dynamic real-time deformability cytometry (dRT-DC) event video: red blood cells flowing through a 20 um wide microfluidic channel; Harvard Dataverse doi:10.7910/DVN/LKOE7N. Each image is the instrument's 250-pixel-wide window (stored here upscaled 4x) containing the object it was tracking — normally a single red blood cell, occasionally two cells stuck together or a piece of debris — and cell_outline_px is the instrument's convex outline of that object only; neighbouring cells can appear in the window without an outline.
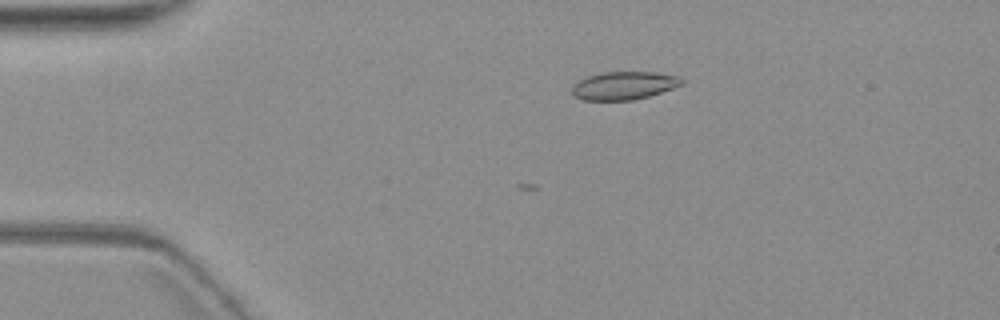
{"species": "common noctule bat (a hibernating species)", "species_latin": "Nyctalus noctula", "temperature_condition": "warm", "stored_images_in_passage": 7, "camera_frame_rate_fps": 3000, "um_per_image_px": 0.085, "animal": {"sex": "female", "body_mass_g": 19.3, "forearm_length_mm": 54.1}, "frame": {"image": 1, "passage_image": 3, "time_ms": 2.667, "image_size_px": [1000, 320], "cell_outline_px": [[684, 84], [648, 96], [632, 100], [584, 100], [572, 96], [572, 84], [588, 76], [604, 72], [656, 72], [680, 76], [684, 80]], "centroid_in_image_um": [53.03, 7.27], "position_along_channel_um": 32.0, "area_um2": 17.98}}
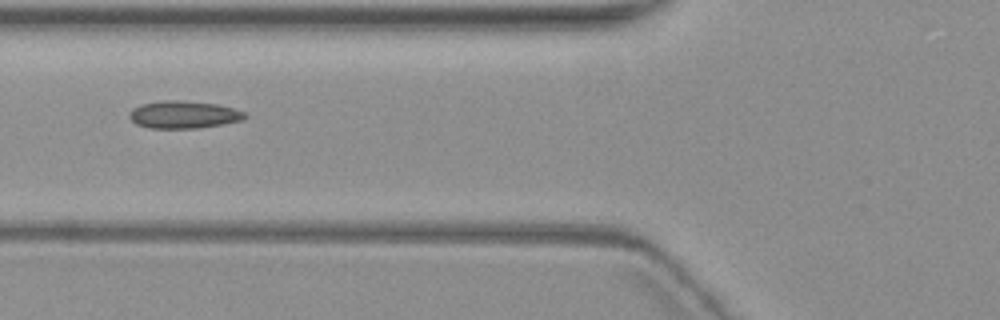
{"frame": {"image": 2, "passage_image": 6, "time_ms": 6.333, "image_size_px": [1000, 320], "cell_outline_px": [[248, 116], [240, 120], [220, 124], [196, 128], [148, 128], [136, 124], [128, 116], [132, 108], [140, 104], [164, 100], [176, 100], [216, 104], [232, 108], [244, 112]], "centroid_in_image_um": [15.55, 9.74], "position_along_channel_um": 110.3, "area_um2": 18.26}}
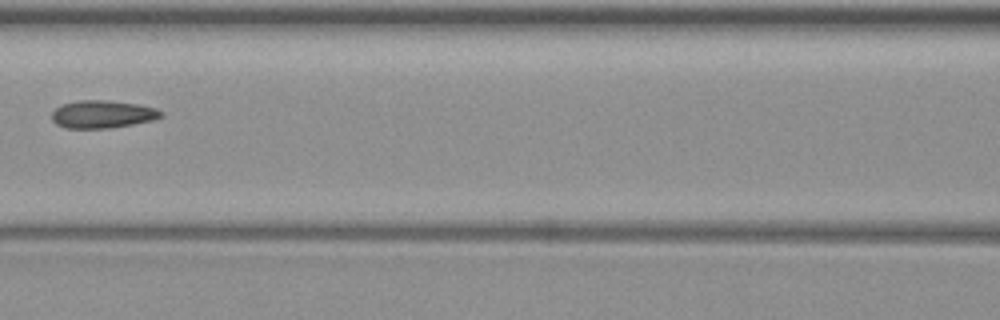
{"frame": {"image": 3, "passage_image": 7, "time_ms": 7.667, "image_size_px": [1000, 320], "cell_outline_px": [[164, 116], [152, 120], [132, 124], [108, 128], [64, 128], [56, 124], [52, 120], [52, 112], [56, 108], [64, 104], [80, 100], [104, 100], [136, 104], [156, 108], [164, 112]], "centroid_in_image_um": [8.72, 9.71], "position_along_channel_um": 157.9, "area_um2": 17.51}}